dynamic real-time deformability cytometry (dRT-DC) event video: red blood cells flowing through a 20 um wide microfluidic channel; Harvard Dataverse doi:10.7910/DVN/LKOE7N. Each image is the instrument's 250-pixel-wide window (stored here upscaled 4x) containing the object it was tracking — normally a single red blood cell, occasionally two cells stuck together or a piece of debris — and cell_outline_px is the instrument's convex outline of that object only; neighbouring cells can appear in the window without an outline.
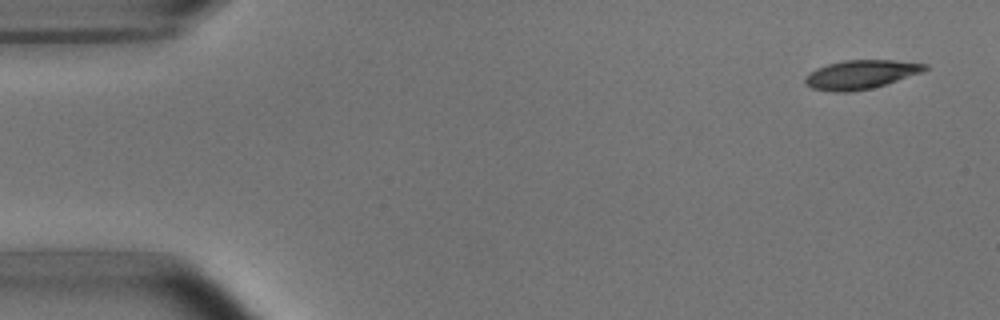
{"species": "common noctule bat (a hibernating species)", "species_latin": "Nyctalus noctula", "temperature_condition": "room temperature", "stored_images_in_passage": 7, "camera_frame_rate_fps": 3000, "um_per_image_px": 0.085, "animal": {"sex": "male", "body_mass_g": 15.6}, "frame": {"image": 1, "passage_image": 1, "time_ms": 0.0, "image_size_px": [1000, 320], "cell_outline_px": [[928, 68], [920, 72], [872, 88], [852, 92], [836, 92], [812, 88], [804, 84], [804, 80], [816, 68], [828, 64], [844, 60], [892, 60], [928, 64]], "centroid_in_image_um": [73.13, 6.33], "position_along_channel_um": 11.9, "area_um2": 19.77}}
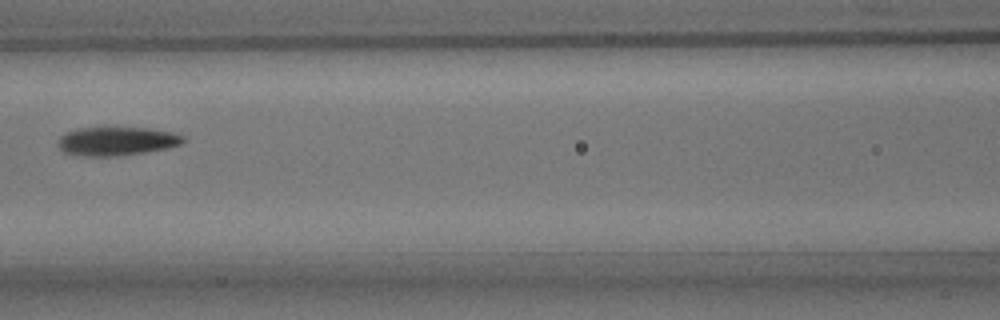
{"frame": {"image": 2, "passage_image": 7, "time_ms": 7.0, "image_size_px": [1000, 320], "cell_outline_px": [[188, 140], [180, 144], [168, 148], [144, 152], [116, 156], [88, 156], [64, 152], [60, 148], [60, 136], [68, 132], [80, 128], [104, 124], [148, 128], [172, 132], [184, 136]], "centroid_in_image_um": [9.96, 11.94], "position_along_channel_um": 156.6, "area_um2": 21.56}}